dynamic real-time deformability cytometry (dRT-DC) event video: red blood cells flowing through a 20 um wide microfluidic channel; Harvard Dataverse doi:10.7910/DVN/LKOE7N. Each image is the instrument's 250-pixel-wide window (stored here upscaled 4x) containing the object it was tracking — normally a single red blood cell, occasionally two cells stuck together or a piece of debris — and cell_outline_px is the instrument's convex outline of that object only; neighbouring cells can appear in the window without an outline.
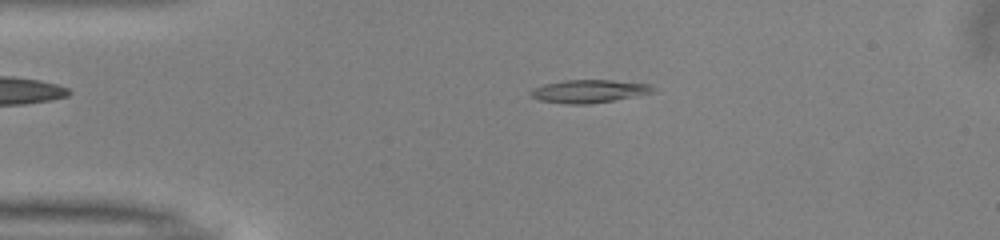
{"species": "common noctule bat (a hibernating species)", "species_latin": "Nyctalus noctula", "temperature_condition": "warm", "stored_images_in_passage": 50, "camera_frame_rate_fps": 3000, "um_per_image_px": 0.085, "animal": {"sex": "male", "body_mass_g": 13.0, "forearm_length_mm": 53.1}, "frame": {"image": 1, "passage_image": 10, "time_ms": 3.0, "image_size_px": [1000, 240], "cell_outline_px": [[656, 92], [616, 100], [588, 104], [564, 104], [540, 100], [532, 96], [528, 92], [532, 88], [544, 84], [564, 80], [612, 80], [648, 84], [656, 88]], "centroid_in_image_um": [50.07, 7.76], "position_along_channel_um": 34.9, "area_um2": 16.53}}
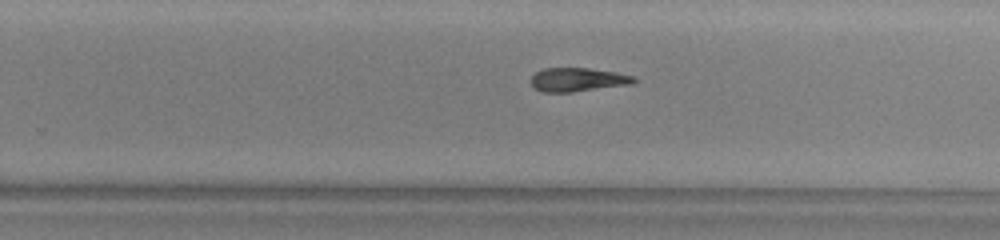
{"frame": {"image": 2, "passage_image": 31, "time_ms": 10.0, "image_size_px": [1000, 240], "cell_outline_px": [[640, 80], [632, 84], [572, 92], [540, 92], [532, 88], [532, 76], [536, 72], [544, 68], [588, 68], [616, 72], [636, 76]], "centroid_in_image_um": [49.15, 6.77], "position_along_channel_um": 280.7, "area_um2": 14.45}}
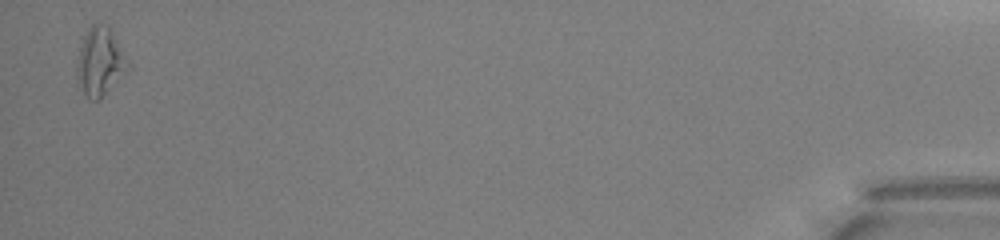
{"frame": {"image": 3, "passage_image": 49, "time_ms": 16.0, "image_size_px": [1000, 240], "cell_outline_px": [[128, 64], [124, 72], [100, 100], [88, 100], [76, 80], [76, 64], [80, 48], [84, 36], [88, 28], [92, 24], [108, 24], [128, 60]], "centroid_in_image_um": [8.46, 5.25], "position_along_channel_um": 426.7, "area_um2": 20.0}, "authors_computed_cell_mechanics": {"area_um2": 15.4615, "velocity_mm_per_s": 4.0371, "shape_relaxation_time_tau1_ms": 4.8128, "shape_relaxation_time_tau2_ms": 6.0568, "deformation_change_tau1": 0.1378, "deformation_change_tau2": 0.1749}}